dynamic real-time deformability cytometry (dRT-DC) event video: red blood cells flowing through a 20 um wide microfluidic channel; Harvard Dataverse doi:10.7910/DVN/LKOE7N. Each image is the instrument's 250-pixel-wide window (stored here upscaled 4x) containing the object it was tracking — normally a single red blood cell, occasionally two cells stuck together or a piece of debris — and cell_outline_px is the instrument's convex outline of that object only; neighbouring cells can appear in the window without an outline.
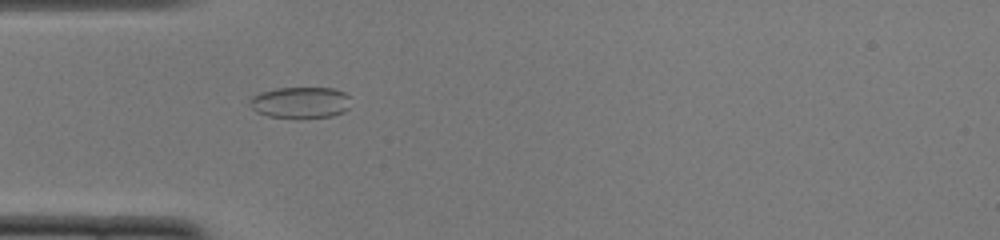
{"species": "common noctule bat (a hibernating species)", "species_latin": "Nyctalus noctula", "temperature_condition": "cold", "stored_images_in_passage": 51, "camera_frame_rate_fps": 3000, "um_per_image_px": 0.085, "animal": {"sex": "female", "body_mass_g": 22.0, "forearm_length_mm": 56.7}, "frame": {"image": 1, "passage_image": 15, "time_ms": 4.667, "image_size_px": [1000, 240], "cell_outline_px": [[348, 108], [344, 112], [332, 116], [268, 116], [256, 112], [248, 104], [252, 96], [260, 92], [276, 88], [332, 88], [344, 92], [348, 96]], "centroid_in_image_um": [25.5, 8.68], "position_along_channel_um": 59.5, "area_um2": 17.98}}
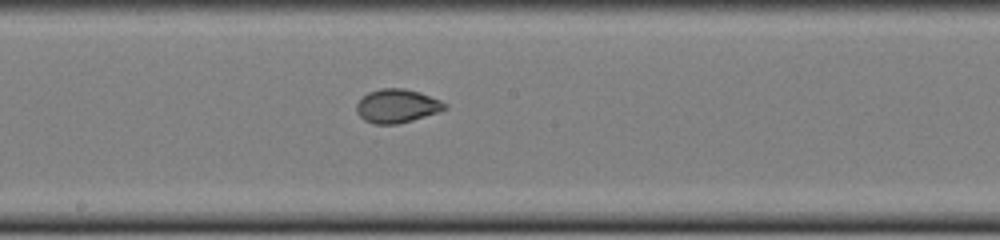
{"frame": {"image": 2, "passage_image": 27, "time_ms": 8.667, "image_size_px": [1000, 240], "cell_outline_px": [[448, 108], [440, 112], [412, 120], [396, 124], [372, 124], [364, 120], [356, 112], [356, 104], [368, 92], [380, 88], [404, 88], [420, 92], [440, 100], [448, 104]], "centroid_in_image_um": [33.76, 9.01], "position_along_channel_um": 214.4, "area_um2": 17.46}}
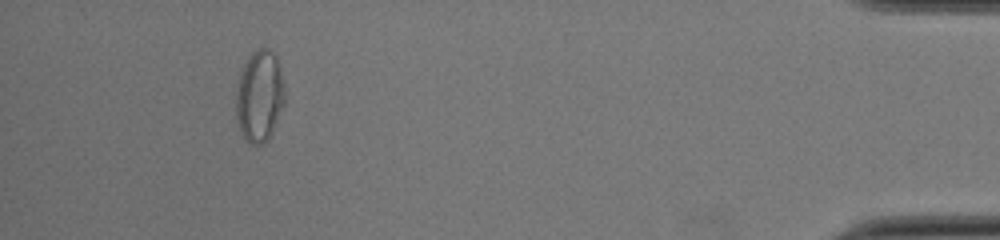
{"frame": {"image": 3, "passage_image": 47, "time_ms": 15.333, "image_size_px": [1000, 240], "cell_outline_px": [[284, 104], [272, 132], [268, 140], [264, 144], [252, 144], [240, 132], [236, 120], [236, 84], [240, 72], [244, 64], [252, 52], [256, 48], [268, 48], [276, 56], [284, 80]], "centroid_in_image_um": [22.05, 8.16], "position_along_channel_um": 413.2, "area_um2": 26.24}, "authors_computed_cell_mechanics": {"area_um2": 19.1318, "velocity_mm_per_s": 3.9304, "shape_relaxation_time_tau1_ms": 8.1572, "shape_relaxation_time_tau2_ms": 0.7459, "deformation_change_tau1": 0.1859, "deformation_change_tau2": 0.0451}}